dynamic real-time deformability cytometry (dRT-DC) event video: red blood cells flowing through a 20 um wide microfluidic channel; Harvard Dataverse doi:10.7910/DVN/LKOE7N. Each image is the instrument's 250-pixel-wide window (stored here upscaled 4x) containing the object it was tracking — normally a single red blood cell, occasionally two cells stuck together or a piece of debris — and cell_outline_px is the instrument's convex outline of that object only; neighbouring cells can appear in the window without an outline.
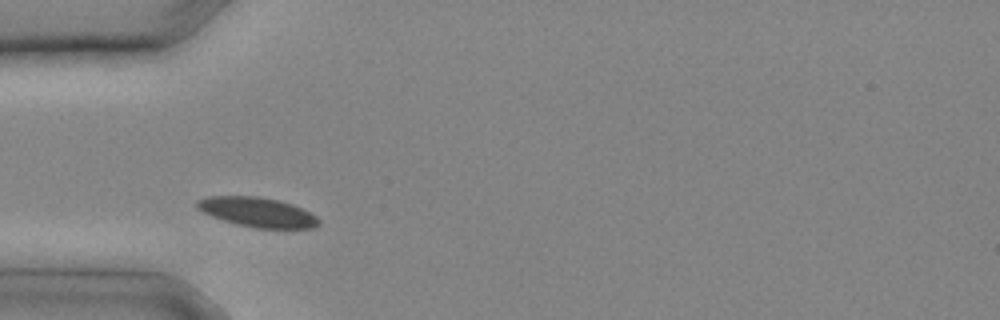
{"species": "common noctule bat (a hibernating species)", "species_latin": "Nyctalus noctula", "temperature_condition": "cold", "stored_images_in_passage": 7, "camera_frame_rate_fps": 3000, "um_per_image_px": 0.085, "animal": {"sex": "male", "body_mass_g": 20.4}, "frame": {"image": 1, "passage_image": 2, "time_ms": 0.333, "image_size_px": [1000, 320], "cell_outline_px": [[320, 224], [312, 228], [256, 228], [236, 224], [200, 212], [196, 208], [196, 200], [208, 196], [256, 196], [280, 200], [292, 204], [316, 216], [320, 220]], "centroid_in_image_um": [21.84, 18.03], "position_along_channel_um": 63.2, "area_um2": 21.04}}
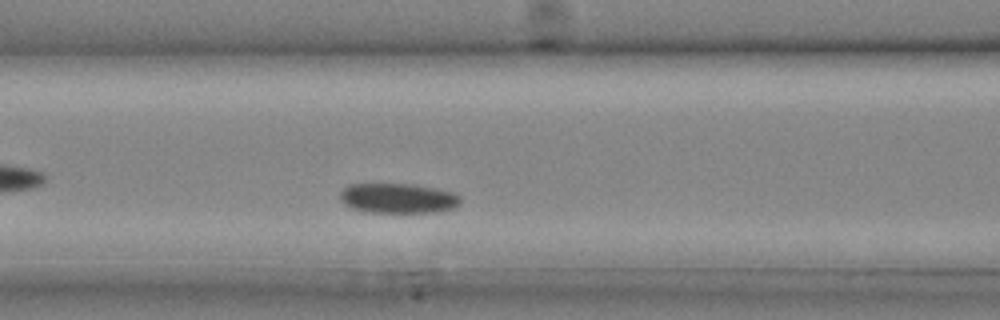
{"frame": {"image": 2, "passage_image": 5, "time_ms": 1.333, "image_size_px": [1000, 320], "cell_outline_px": [[460, 204], [452, 208], [436, 212], [364, 212], [352, 208], [344, 204], [340, 200], [340, 192], [348, 184], [412, 184], [452, 192], [460, 196]], "centroid_in_image_um": [33.79, 16.85], "position_along_channel_um": 132.8, "area_um2": 20.92}}
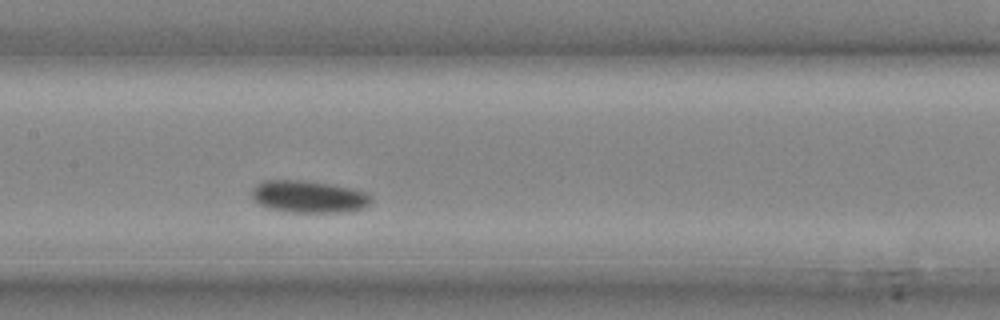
{"frame": {"image": 3, "passage_image": 7, "time_ms": 2.0, "image_size_px": [1000, 320], "cell_outline_px": [[372, 200], [364, 208], [352, 212], [288, 212], [268, 208], [252, 200], [252, 188], [256, 184], [264, 180], [300, 180], [328, 184], [364, 192], [372, 196]], "centroid_in_image_um": [26.2, 16.73], "position_along_channel_um": 181.2, "area_um2": 22.31}}